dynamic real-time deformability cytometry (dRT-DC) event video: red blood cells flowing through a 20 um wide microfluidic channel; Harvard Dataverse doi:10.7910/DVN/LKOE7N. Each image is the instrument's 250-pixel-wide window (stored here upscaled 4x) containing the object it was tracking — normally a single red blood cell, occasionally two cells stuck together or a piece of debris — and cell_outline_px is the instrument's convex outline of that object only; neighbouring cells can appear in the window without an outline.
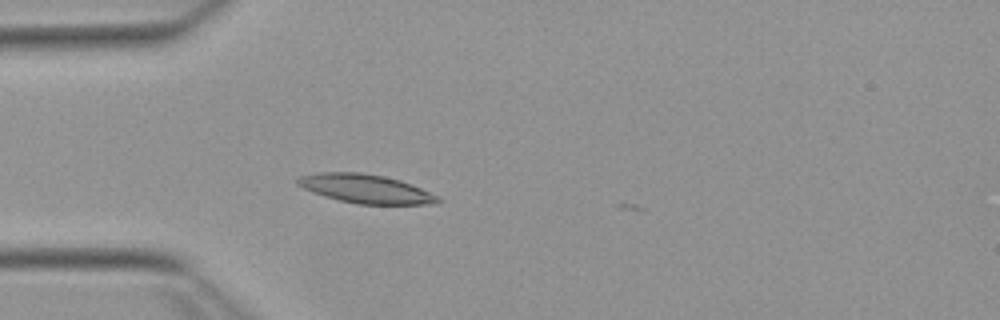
{"species": "Egyptian fruit bat (a non-hibernating species)", "species_latin": "Rousettus aegyptiacus", "temperature_condition": "warm", "stored_images_in_passage": 5, "camera_frame_rate_fps": 3000, "um_per_image_px": 0.085, "animal": {"sex": "female"}, "frame": {"image": 1, "passage_image": 4, "time_ms": 1.0, "image_size_px": [1000, 320], "cell_outline_px": [[444, 200], [436, 204], [356, 204], [324, 196], [312, 192], [296, 184], [296, 180], [300, 176], [320, 172], [360, 172], [384, 176], [400, 180], [412, 184], [440, 196]], "centroid_in_image_um": [31.13, 16.05], "position_along_channel_um": 53.9, "area_um2": 23.7}}